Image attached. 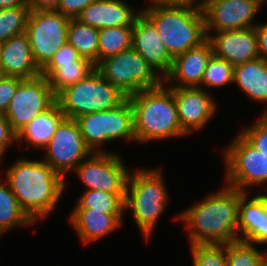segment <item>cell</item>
Wrapping results in <instances>:
<instances>
[{"instance_id": "6da1fadb", "label": "cell", "mask_w": 267, "mask_h": 266, "mask_svg": "<svg viewBox=\"0 0 267 266\" xmlns=\"http://www.w3.org/2000/svg\"><path fill=\"white\" fill-rule=\"evenodd\" d=\"M239 190L223 185L173 217L188 230V243L227 244L238 240Z\"/></svg>"}, {"instance_id": "7a4b0ae2", "label": "cell", "mask_w": 267, "mask_h": 266, "mask_svg": "<svg viewBox=\"0 0 267 266\" xmlns=\"http://www.w3.org/2000/svg\"><path fill=\"white\" fill-rule=\"evenodd\" d=\"M3 174L22 209L35 224L54 212L67 186L66 179L42 158H18Z\"/></svg>"}, {"instance_id": "3957f363", "label": "cell", "mask_w": 267, "mask_h": 266, "mask_svg": "<svg viewBox=\"0 0 267 266\" xmlns=\"http://www.w3.org/2000/svg\"><path fill=\"white\" fill-rule=\"evenodd\" d=\"M128 98L133 109L136 143L188 137L181 128L173 92L164 83Z\"/></svg>"}, {"instance_id": "277c9868", "label": "cell", "mask_w": 267, "mask_h": 266, "mask_svg": "<svg viewBox=\"0 0 267 266\" xmlns=\"http://www.w3.org/2000/svg\"><path fill=\"white\" fill-rule=\"evenodd\" d=\"M141 13L154 25L172 59L207 40L201 6L150 5Z\"/></svg>"}, {"instance_id": "5b68a950", "label": "cell", "mask_w": 267, "mask_h": 266, "mask_svg": "<svg viewBox=\"0 0 267 266\" xmlns=\"http://www.w3.org/2000/svg\"><path fill=\"white\" fill-rule=\"evenodd\" d=\"M134 171L128 176L124 210H131L139 232L148 241L168 207L169 194L160 167H139Z\"/></svg>"}, {"instance_id": "8992f818", "label": "cell", "mask_w": 267, "mask_h": 266, "mask_svg": "<svg viewBox=\"0 0 267 266\" xmlns=\"http://www.w3.org/2000/svg\"><path fill=\"white\" fill-rule=\"evenodd\" d=\"M126 98L95 69L86 78L60 91L56 95V103L65 118L75 119L87 113L112 109Z\"/></svg>"}, {"instance_id": "52a82bcc", "label": "cell", "mask_w": 267, "mask_h": 266, "mask_svg": "<svg viewBox=\"0 0 267 266\" xmlns=\"http://www.w3.org/2000/svg\"><path fill=\"white\" fill-rule=\"evenodd\" d=\"M74 120L92 153H116L102 147L109 141L121 139L128 143L136 142L133 109L128 97L112 109L87 113Z\"/></svg>"}, {"instance_id": "ba28073f", "label": "cell", "mask_w": 267, "mask_h": 266, "mask_svg": "<svg viewBox=\"0 0 267 266\" xmlns=\"http://www.w3.org/2000/svg\"><path fill=\"white\" fill-rule=\"evenodd\" d=\"M95 69L127 97L163 83V79L132 47L105 58Z\"/></svg>"}, {"instance_id": "9c48e42d", "label": "cell", "mask_w": 267, "mask_h": 266, "mask_svg": "<svg viewBox=\"0 0 267 266\" xmlns=\"http://www.w3.org/2000/svg\"><path fill=\"white\" fill-rule=\"evenodd\" d=\"M224 184L241 192L254 186L267 191V157L256 150L239 133L224 149ZM267 194V192H266Z\"/></svg>"}, {"instance_id": "30bf717a", "label": "cell", "mask_w": 267, "mask_h": 266, "mask_svg": "<svg viewBox=\"0 0 267 266\" xmlns=\"http://www.w3.org/2000/svg\"><path fill=\"white\" fill-rule=\"evenodd\" d=\"M69 22L70 18L57 10H30L25 33L40 70L62 45L68 43Z\"/></svg>"}, {"instance_id": "8fae6325", "label": "cell", "mask_w": 267, "mask_h": 266, "mask_svg": "<svg viewBox=\"0 0 267 266\" xmlns=\"http://www.w3.org/2000/svg\"><path fill=\"white\" fill-rule=\"evenodd\" d=\"M55 103L56 95L48 79L40 74L20 81L4 115L17 134L32 119L47 111Z\"/></svg>"}, {"instance_id": "7c38bea8", "label": "cell", "mask_w": 267, "mask_h": 266, "mask_svg": "<svg viewBox=\"0 0 267 266\" xmlns=\"http://www.w3.org/2000/svg\"><path fill=\"white\" fill-rule=\"evenodd\" d=\"M43 160L64 179L67 173L88 158L92 151L86 146L74 119L64 118L57 126L49 143L43 149Z\"/></svg>"}, {"instance_id": "4fadbf2b", "label": "cell", "mask_w": 267, "mask_h": 266, "mask_svg": "<svg viewBox=\"0 0 267 266\" xmlns=\"http://www.w3.org/2000/svg\"><path fill=\"white\" fill-rule=\"evenodd\" d=\"M120 153H92L73 171L85 190L126 193L129 169Z\"/></svg>"}, {"instance_id": "5bb4252c", "label": "cell", "mask_w": 267, "mask_h": 266, "mask_svg": "<svg viewBox=\"0 0 267 266\" xmlns=\"http://www.w3.org/2000/svg\"><path fill=\"white\" fill-rule=\"evenodd\" d=\"M266 3V0H204L201 7L206 34L254 27L255 16Z\"/></svg>"}, {"instance_id": "9a60e30c", "label": "cell", "mask_w": 267, "mask_h": 266, "mask_svg": "<svg viewBox=\"0 0 267 266\" xmlns=\"http://www.w3.org/2000/svg\"><path fill=\"white\" fill-rule=\"evenodd\" d=\"M169 88L174 95L181 128L188 136L203 130L216 115L218 106L212 93L200 87Z\"/></svg>"}, {"instance_id": "2e32d148", "label": "cell", "mask_w": 267, "mask_h": 266, "mask_svg": "<svg viewBox=\"0 0 267 266\" xmlns=\"http://www.w3.org/2000/svg\"><path fill=\"white\" fill-rule=\"evenodd\" d=\"M213 54L236 66L259 57L254 27L206 34Z\"/></svg>"}, {"instance_id": "e0dca14e", "label": "cell", "mask_w": 267, "mask_h": 266, "mask_svg": "<svg viewBox=\"0 0 267 266\" xmlns=\"http://www.w3.org/2000/svg\"><path fill=\"white\" fill-rule=\"evenodd\" d=\"M132 48L162 78L170 72L172 58L154 25L141 13L133 23Z\"/></svg>"}, {"instance_id": "ac0fdd59", "label": "cell", "mask_w": 267, "mask_h": 266, "mask_svg": "<svg viewBox=\"0 0 267 266\" xmlns=\"http://www.w3.org/2000/svg\"><path fill=\"white\" fill-rule=\"evenodd\" d=\"M212 55V45L206 40L200 46L176 56L163 83L167 87H199Z\"/></svg>"}, {"instance_id": "d6986e66", "label": "cell", "mask_w": 267, "mask_h": 266, "mask_svg": "<svg viewBox=\"0 0 267 266\" xmlns=\"http://www.w3.org/2000/svg\"><path fill=\"white\" fill-rule=\"evenodd\" d=\"M237 230L238 240L257 246H267V195L265 192L252 197L248 192L239 191Z\"/></svg>"}, {"instance_id": "ffe728a7", "label": "cell", "mask_w": 267, "mask_h": 266, "mask_svg": "<svg viewBox=\"0 0 267 266\" xmlns=\"http://www.w3.org/2000/svg\"><path fill=\"white\" fill-rule=\"evenodd\" d=\"M124 213H104L88 208H74L69 223L80 238L82 245L97 242L122 227Z\"/></svg>"}, {"instance_id": "44dd1931", "label": "cell", "mask_w": 267, "mask_h": 266, "mask_svg": "<svg viewBox=\"0 0 267 266\" xmlns=\"http://www.w3.org/2000/svg\"><path fill=\"white\" fill-rule=\"evenodd\" d=\"M141 14L124 0H95L76 17L81 23L104 29L133 25L135 19Z\"/></svg>"}, {"instance_id": "7402d4cb", "label": "cell", "mask_w": 267, "mask_h": 266, "mask_svg": "<svg viewBox=\"0 0 267 266\" xmlns=\"http://www.w3.org/2000/svg\"><path fill=\"white\" fill-rule=\"evenodd\" d=\"M0 62L6 76L30 79L41 74L33 59L30 42L25 32L3 42Z\"/></svg>"}, {"instance_id": "603a6c76", "label": "cell", "mask_w": 267, "mask_h": 266, "mask_svg": "<svg viewBox=\"0 0 267 266\" xmlns=\"http://www.w3.org/2000/svg\"><path fill=\"white\" fill-rule=\"evenodd\" d=\"M233 84L249 99L267 103V60L258 57L233 66ZM262 113H267V106Z\"/></svg>"}, {"instance_id": "cb8c5ba5", "label": "cell", "mask_w": 267, "mask_h": 266, "mask_svg": "<svg viewBox=\"0 0 267 266\" xmlns=\"http://www.w3.org/2000/svg\"><path fill=\"white\" fill-rule=\"evenodd\" d=\"M65 118L59 105L55 103L51 108L32 119L17 133L18 146L28 144L26 147L43 150L49 143L57 126ZM23 142V143H22Z\"/></svg>"}, {"instance_id": "d4e9b609", "label": "cell", "mask_w": 267, "mask_h": 266, "mask_svg": "<svg viewBox=\"0 0 267 266\" xmlns=\"http://www.w3.org/2000/svg\"><path fill=\"white\" fill-rule=\"evenodd\" d=\"M0 172V236L18 227L34 225Z\"/></svg>"}, {"instance_id": "484cf974", "label": "cell", "mask_w": 267, "mask_h": 266, "mask_svg": "<svg viewBox=\"0 0 267 266\" xmlns=\"http://www.w3.org/2000/svg\"><path fill=\"white\" fill-rule=\"evenodd\" d=\"M68 43L71 44L82 58L98 64V29L70 18L68 27Z\"/></svg>"}, {"instance_id": "4316f807", "label": "cell", "mask_w": 267, "mask_h": 266, "mask_svg": "<svg viewBox=\"0 0 267 266\" xmlns=\"http://www.w3.org/2000/svg\"><path fill=\"white\" fill-rule=\"evenodd\" d=\"M133 25L98 29V63L132 47Z\"/></svg>"}, {"instance_id": "83f0119b", "label": "cell", "mask_w": 267, "mask_h": 266, "mask_svg": "<svg viewBox=\"0 0 267 266\" xmlns=\"http://www.w3.org/2000/svg\"><path fill=\"white\" fill-rule=\"evenodd\" d=\"M126 193H108L101 190H85L73 208H88L104 213H125Z\"/></svg>"}, {"instance_id": "f1b7e54d", "label": "cell", "mask_w": 267, "mask_h": 266, "mask_svg": "<svg viewBox=\"0 0 267 266\" xmlns=\"http://www.w3.org/2000/svg\"><path fill=\"white\" fill-rule=\"evenodd\" d=\"M95 70V64L85 58H80L73 65L61 66L49 78L52 91L57 95L64 88L76 84Z\"/></svg>"}, {"instance_id": "f546056e", "label": "cell", "mask_w": 267, "mask_h": 266, "mask_svg": "<svg viewBox=\"0 0 267 266\" xmlns=\"http://www.w3.org/2000/svg\"><path fill=\"white\" fill-rule=\"evenodd\" d=\"M226 255L228 266H265L267 263L265 250L260 251L256 244L241 240L227 243Z\"/></svg>"}, {"instance_id": "4dcf8cb0", "label": "cell", "mask_w": 267, "mask_h": 266, "mask_svg": "<svg viewBox=\"0 0 267 266\" xmlns=\"http://www.w3.org/2000/svg\"><path fill=\"white\" fill-rule=\"evenodd\" d=\"M229 84L233 85V66L225 59L213 54L204 71L202 83L199 87L211 92L208 91L211 88H222Z\"/></svg>"}, {"instance_id": "1f68e13d", "label": "cell", "mask_w": 267, "mask_h": 266, "mask_svg": "<svg viewBox=\"0 0 267 266\" xmlns=\"http://www.w3.org/2000/svg\"><path fill=\"white\" fill-rule=\"evenodd\" d=\"M29 13V7H13L0 10V40L4 42L12 36L24 33Z\"/></svg>"}, {"instance_id": "d6a6232c", "label": "cell", "mask_w": 267, "mask_h": 266, "mask_svg": "<svg viewBox=\"0 0 267 266\" xmlns=\"http://www.w3.org/2000/svg\"><path fill=\"white\" fill-rule=\"evenodd\" d=\"M193 266H228L226 244L190 245Z\"/></svg>"}, {"instance_id": "836d02e7", "label": "cell", "mask_w": 267, "mask_h": 266, "mask_svg": "<svg viewBox=\"0 0 267 266\" xmlns=\"http://www.w3.org/2000/svg\"><path fill=\"white\" fill-rule=\"evenodd\" d=\"M259 117L251 125L243 127L239 134L267 157V113H262Z\"/></svg>"}, {"instance_id": "e575fe53", "label": "cell", "mask_w": 267, "mask_h": 266, "mask_svg": "<svg viewBox=\"0 0 267 266\" xmlns=\"http://www.w3.org/2000/svg\"><path fill=\"white\" fill-rule=\"evenodd\" d=\"M80 58L78 51L66 43L55 52L50 62L41 70V75L48 79L61 66L73 65Z\"/></svg>"}, {"instance_id": "d590c367", "label": "cell", "mask_w": 267, "mask_h": 266, "mask_svg": "<svg viewBox=\"0 0 267 266\" xmlns=\"http://www.w3.org/2000/svg\"><path fill=\"white\" fill-rule=\"evenodd\" d=\"M21 80L22 78L15 76L0 77V113L5 114Z\"/></svg>"}, {"instance_id": "8d00e7d4", "label": "cell", "mask_w": 267, "mask_h": 266, "mask_svg": "<svg viewBox=\"0 0 267 266\" xmlns=\"http://www.w3.org/2000/svg\"><path fill=\"white\" fill-rule=\"evenodd\" d=\"M17 144V134L12 130L11 125L3 113H0V163L6 155L8 147Z\"/></svg>"}, {"instance_id": "74e56055", "label": "cell", "mask_w": 267, "mask_h": 266, "mask_svg": "<svg viewBox=\"0 0 267 266\" xmlns=\"http://www.w3.org/2000/svg\"><path fill=\"white\" fill-rule=\"evenodd\" d=\"M93 1L95 0H59L57 11L69 18H76Z\"/></svg>"}, {"instance_id": "f35d334b", "label": "cell", "mask_w": 267, "mask_h": 266, "mask_svg": "<svg viewBox=\"0 0 267 266\" xmlns=\"http://www.w3.org/2000/svg\"><path fill=\"white\" fill-rule=\"evenodd\" d=\"M254 29L257 36L259 57L267 60V22H257Z\"/></svg>"}, {"instance_id": "ab89813d", "label": "cell", "mask_w": 267, "mask_h": 266, "mask_svg": "<svg viewBox=\"0 0 267 266\" xmlns=\"http://www.w3.org/2000/svg\"><path fill=\"white\" fill-rule=\"evenodd\" d=\"M59 0H28L30 10H57Z\"/></svg>"}, {"instance_id": "60d3db41", "label": "cell", "mask_w": 267, "mask_h": 266, "mask_svg": "<svg viewBox=\"0 0 267 266\" xmlns=\"http://www.w3.org/2000/svg\"><path fill=\"white\" fill-rule=\"evenodd\" d=\"M151 5L168 6V5H195L201 6L204 0H148Z\"/></svg>"}, {"instance_id": "b9f144b4", "label": "cell", "mask_w": 267, "mask_h": 266, "mask_svg": "<svg viewBox=\"0 0 267 266\" xmlns=\"http://www.w3.org/2000/svg\"><path fill=\"white\" fill-rule=\"evenodd\" d=\"M13 7H28V0H0V10Z\"/></svg>"}, {"instance_id": "7bdbcfd3", "label": "cell", "mask_w": 267, "mask_h": 266, "mask_svg": "<svg viewBox=\"0 0 267 266\" xmlns=\"http://www.w3.org/2000/svg\"><path fill=\"white\" fill-rule=\"evenodd\" d=\"M4 76V73H3V70H2V67H1V62H0V77Z\"/></svg>"}, {"instance_id": "ee69618b", "label": "cell", "mask_w": 267, "mask_h": 266, "mask_svg": "<svg viewBox=\"0 0 267 266\" xmlns=\"http://www.w3.org/2000/svg\"><path fill=\"white\" fill-rule=\"evenodd\" d=\"M2 48H3V41L0 40V55H1V52H2Z\"/></svg>"}]
</instances>
